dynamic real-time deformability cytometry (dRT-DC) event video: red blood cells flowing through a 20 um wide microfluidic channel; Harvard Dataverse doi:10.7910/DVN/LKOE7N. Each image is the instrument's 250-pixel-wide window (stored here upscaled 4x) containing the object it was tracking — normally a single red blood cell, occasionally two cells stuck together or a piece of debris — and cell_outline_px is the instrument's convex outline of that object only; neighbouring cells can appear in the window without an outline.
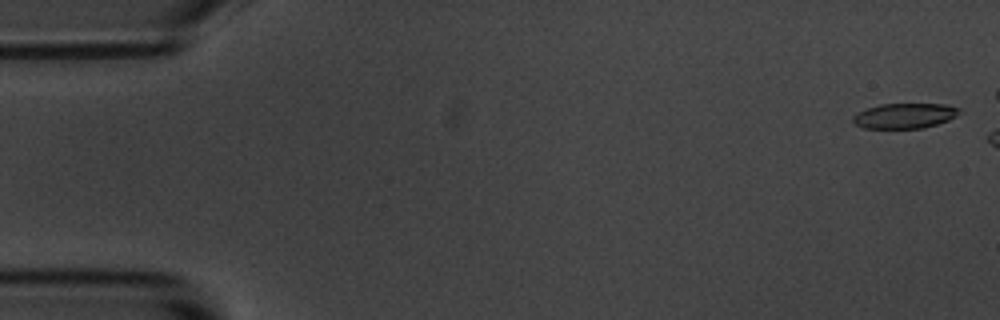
{"species": "common noctule bat (a hibernating species)", "species_latin": "Nyctalus noctula", "temperature_condition": "room temperature", "stored_images_in_passage": 48, "camera_frame_rate_fps": 3000, "um_per_image_px": 0.085, "animal": {"sex": "male", "body_mass_g": 20.1, "forearm_length_mm": 53.5}, "frame": {"image": 1, "passage_image": 2, "time_ms": 0.333, "image_size_px": [1000, 320], "cell_outline_px": [[960, 112], [956, 116], [948, 120], [924, 128], [864, 128], [856, 124], [852, 120], [852, 116], [856, 112], [880, 104], [944, 104], [960, 108]], "centroid_in_image_um": [76.88, 9.84], "position_along_channel_um": 8.1, "area_um2": 15.55}}
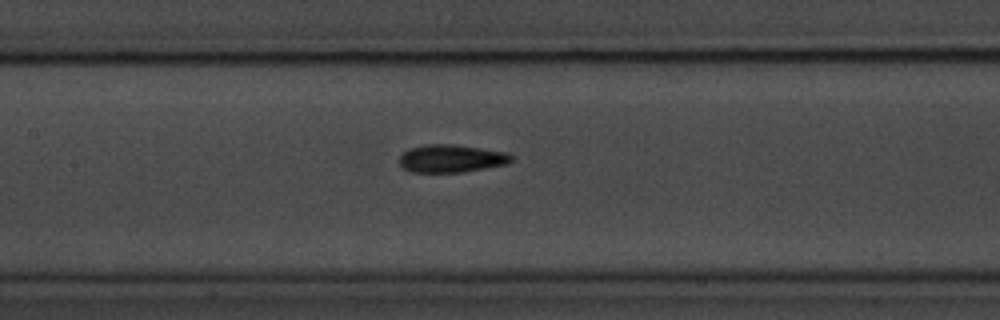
{"frame": {"image": 2, "passage_image": 26, "time_ms": 8.333, "image_size_px": [1000, 320], "cell_outline_px": [[512, 160], [508, 164], [464, 172], [412, 172], [404, 168], [400, 164], [400, 156], [408, 148], [428, 144], [452, 144], [508, 152], [512, 156]], "centroid_in_image_um": [38.38, 13.47], "position_along_channel_um": 169.0, "area_um2": 18.15}}
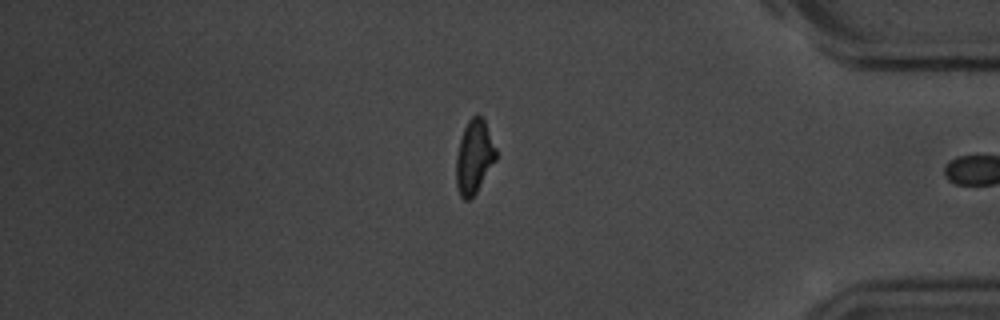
{"frame": {"image": 3, "passage_image": 47, "time_ms": 15.333, "image_size_px": [1000, 320], "cell_outline_px": [[496, 160], [476, 192], [468, 200], [464, 200], [460, 196], [456, 184], [456, 156], [460, 140], [464, 128], [468, 120], [476, 112], [484, 120], [496, 148]], "centroid_in_image_um": [40.29, 13.32], "position_along_channel_um": 394.9, "area_um2": 16.99}}